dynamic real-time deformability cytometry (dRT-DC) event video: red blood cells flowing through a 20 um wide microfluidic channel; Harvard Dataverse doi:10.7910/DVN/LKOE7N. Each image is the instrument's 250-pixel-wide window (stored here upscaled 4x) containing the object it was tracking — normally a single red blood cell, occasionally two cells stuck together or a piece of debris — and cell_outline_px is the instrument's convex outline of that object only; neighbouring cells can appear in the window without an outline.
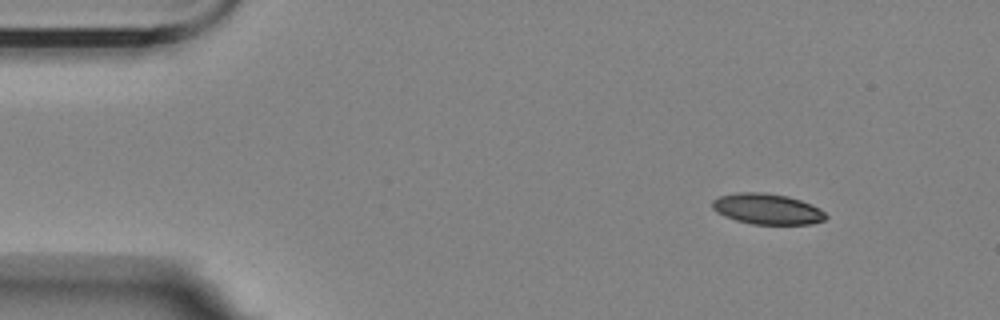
{"species": "Egyptian fruit bat (a non-hibernating species)", "species_latin": "Rousettus aegyptiacus", "temperature_condition": "room temperature", "stored_images_in_passage": 4, "camera_frame_rate_fps": 3000, "um_per_image_px": 0.085, "animal": {"sex": "female"}, "frame": {"image": 1, "passage_image": 1, "time_ms": 0.0, "image_size_px": [1000, 320], "cell_outline_px": [[828, 216], [824, 220], [812, 224], [752, 224], [736, 220], [724, 216], [716, 212], [712, 208], [712, 200], [720, 196], [736, 192], [764, 192], [788, 196], [812, 204], [820, 208]], "centroid_in_image_um": [65.21, 17.76], "position_along_channel_um": 19.8, "area_um2": 20.46}}
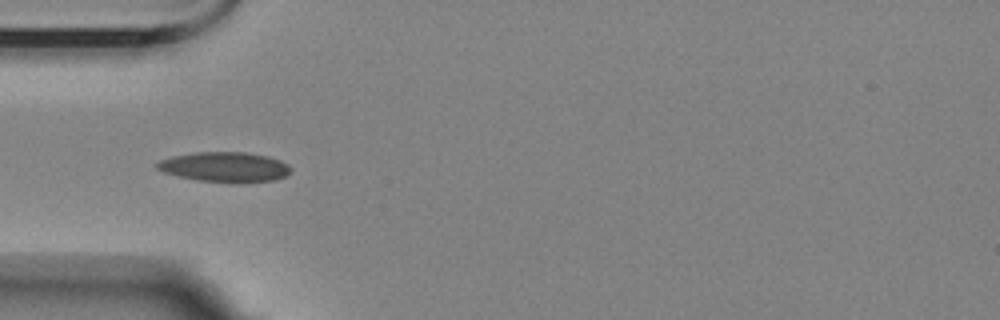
{"frame": {"image": 2, "passage_image": 4, "time_ms": 3.667, "image_size_px": [1000, 320], "cell_outline_px": [[292, 168], [284, 176], [276, 180], [240, 184], [236, 184], [196, 180], [164, 172], [156, 168], [152, 164], [160, 160], [172, 156], [196, 152], [244, 152], [268, 156], [280, 160], [288, 164]], "centroid_in_image_um": [19.11, 14.21], "position_along_channel_um": 65.9, "area_um2": 23.76}}